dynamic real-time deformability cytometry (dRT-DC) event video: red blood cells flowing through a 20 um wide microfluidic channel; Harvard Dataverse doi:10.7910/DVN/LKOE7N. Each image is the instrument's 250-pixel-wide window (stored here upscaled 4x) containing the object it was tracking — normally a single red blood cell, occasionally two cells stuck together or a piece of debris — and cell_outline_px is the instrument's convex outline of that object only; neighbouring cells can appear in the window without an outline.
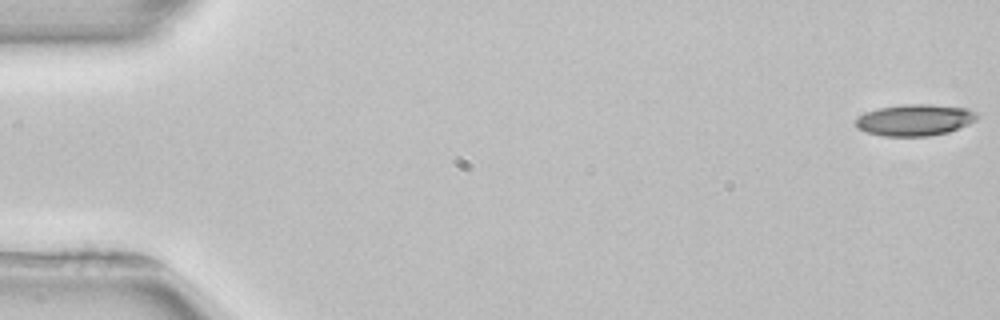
{"species": "common noctule bat (a hibernating species)", "species_latin": "Nyctalus noctula", "temperature_condition": "room temperature", "stored_images_in_passage": 53, "camera_frame_rate_fps": 3000, "um_per_image_px": 0.085, "animal": {"sex": "female", "body_mass_g": 22.7, "forearm_length_mm": 54.2}, "frame": {"image": 1, "passage_image": 1, "time_ms": 0.0, "image_size_px": [1000, 320], "cell_outline_px": [[976, 120], [968, 124], [948, 132], [928, 136], [880, 136], [864, 132], [856, 128], [856, 120], [860, 116], [868, 112], [880, 108], [904, 104], [932, 104], [968, 108], [976, 112]], "centroid_in_image_um": [77.75, 10.2], "position_along_channel_um": 7.2, "area_um2": 22.2}}
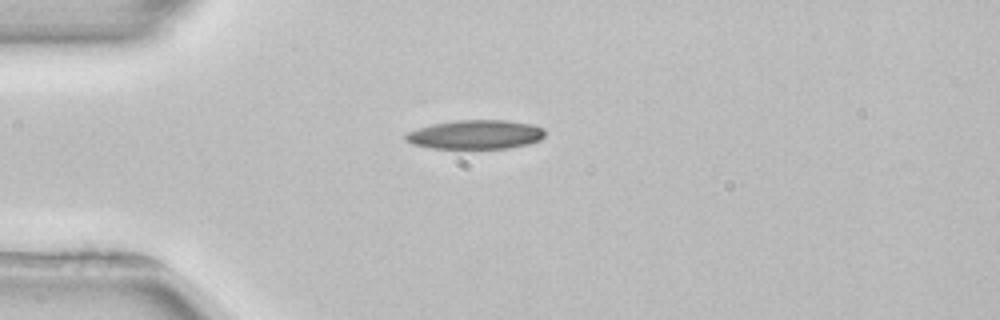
{"frame": {"image": 2, "passage_image": 14, "time_ms": 4.333, "image_size_px": [1000, 320], "cell_outline_px": [[544, 136], [540, 140], [528, 144], [508, 148], [432, 148], [412, 144], [404, 140], [404, 136], [408, 132], [432, 124], [456, 120], [504, 120], [532, 124], [544, 128]], "centroid_in_image_um": [40.43, 11.43], "position_along_channel_um": 44.6, "area_um2": 23.52}}
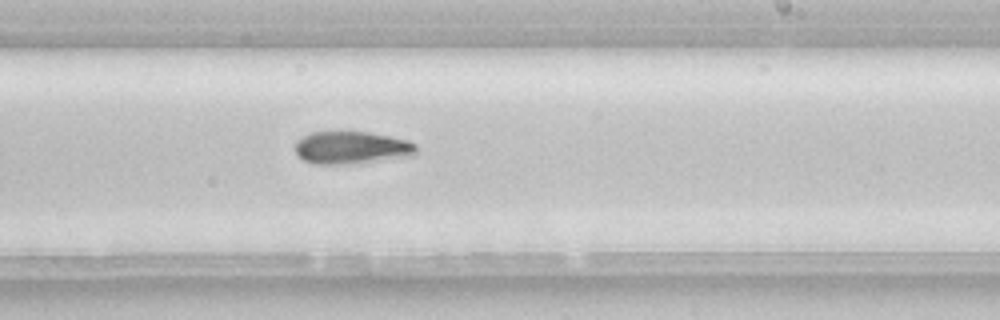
{"frame": {"image": 3, "passage_image": 32, "time_ms": 10.333, "image_size_px": [1000, 320], "cell_outline_px": [[416, 152], [412, 156], [356, 164], [312, 164], [296, 156], [292, 148], [296, 140], [312, 132], [368, 132], [408, 140], [416, 144]], "centroid_in_image_um": [29.83, 12.57], "position_along_channel_um": 259.2, "area_um2": 23.41}, "authors_computed_cell_mechanics": {"area_um2": 22.5998, "velocity_mm_per_s": 3.9287, "shape_relaxation_time_tau1_ms": 7.6956, "shape_relaxation_time_tau2_ms": null, "deformation_change_tau1": 0.1747, "deformation_change_tau2": null}}